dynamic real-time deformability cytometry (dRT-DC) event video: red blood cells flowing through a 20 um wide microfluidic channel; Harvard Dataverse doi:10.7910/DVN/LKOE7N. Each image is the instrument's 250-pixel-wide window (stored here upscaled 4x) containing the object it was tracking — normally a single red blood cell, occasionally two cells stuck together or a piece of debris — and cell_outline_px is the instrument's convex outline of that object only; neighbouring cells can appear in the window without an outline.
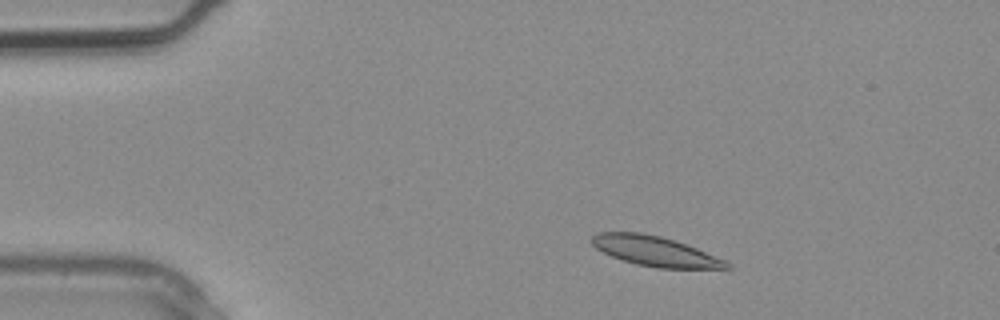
{"species": "common noctule bat (a hibernating species)", "species_latin": "Nyctalus noctula", "temperature_condition": "warm", "stored_images_in_passage": 3, "camera_frame_rate_fps": 3000, "um_per_image_px": 0.085, "animal": {"sex": "male", "body_mass_g": 20.4}, "frame": {"image": 1, "passage_image": 1, "time_ms": 0.0, "image_size_px": [1000, 320], "cell_outline_px": [[732, 268], [660, 268], [636, 264], [612, 256], [596, 248], [588, 240], [596, 232], [640, 232], [660, 236], [696, 248], [724, 260], [732, 264]], "centroid_in_image_um": [55.64, 21.34], "position_along_channel_um": 29.4, "area_um2": 23.18}}